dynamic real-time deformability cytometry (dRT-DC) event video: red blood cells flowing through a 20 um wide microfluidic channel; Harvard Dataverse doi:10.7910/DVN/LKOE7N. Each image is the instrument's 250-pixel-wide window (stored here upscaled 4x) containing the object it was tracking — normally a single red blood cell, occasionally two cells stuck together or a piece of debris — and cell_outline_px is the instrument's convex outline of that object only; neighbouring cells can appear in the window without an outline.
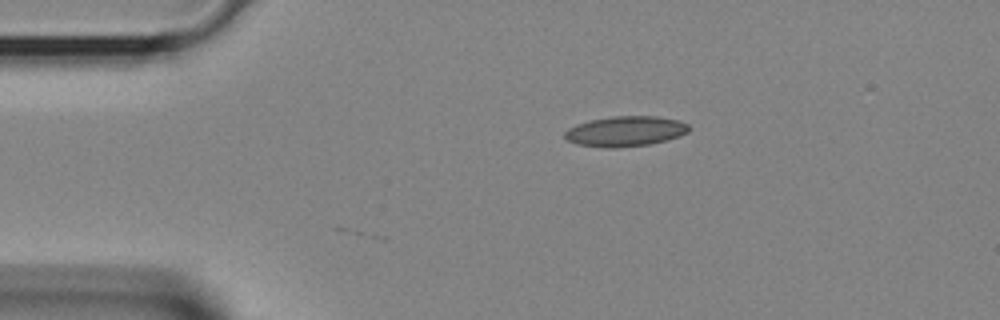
{"species": "Egyptian fruit bat (a non-hibernating species)", "species_latin": "Rousettus aegyptiacus", "temperature_condition": "room temperature", "stored_images_in_passage": 2, "camera_frame_rate_fps": 3000, "um_per_image_px": 0.085, "animal": {"sex": "female"}, "frame": {"image": 1, "passage_image": 2, "time_ms": 0.333, "image_size_px": [1000, 320], "cell_outline_px": [[692, 128], [688, 132], [680, 136], [668, 140], [648, 144], [616, 148], [604, 148], [576, 144], [568, 140], [564, 136], [564, 132], [568, 128], [576, 124], [592, 120], [612, 116], [656, 116], [680, 120], [688, 124]], "centroid_in_image_um": [53.19, 11.16], "position_along_channel_um": 31.8, "area_um2": 22.08}}